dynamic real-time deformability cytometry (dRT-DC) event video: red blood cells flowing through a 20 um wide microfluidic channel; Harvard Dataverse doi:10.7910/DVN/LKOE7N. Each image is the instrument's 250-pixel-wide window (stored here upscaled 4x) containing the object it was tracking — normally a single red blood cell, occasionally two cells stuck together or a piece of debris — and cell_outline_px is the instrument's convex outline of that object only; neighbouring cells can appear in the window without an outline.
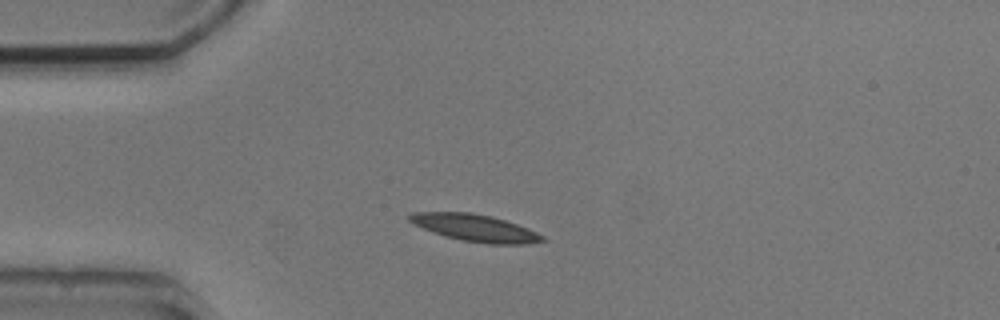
{"species": "common noctule bat (a hibernating species)", "species_latin": "Nyctalus noctula", "temperature_condition": "cold", "stored_images_in_passage": 4, "camera_frame_rate_fps": 3000, "um_per_image_px": 0.085, "animal": {"sex": "male", "body_mass_g": 20.5, "forearm_length_mm": 52.5}, "frame": {"image": 1, "passage_image": 2, "time_ms": 1.667, "image_size_px": [1000, 320], "cell_outline_px": [[548, 240], [528, 244], [488, 244], [460, 240], [444, 236], [432, 232], [412, 224], [408, 220], [408, 216], [412, 212], [472, 212], [492, 216], [528, 228], [544, 236]], "centroid_in_image_um": [40.37, 19.37], "position_along_channel_um": 44.6, "area_um2": 21.15}}
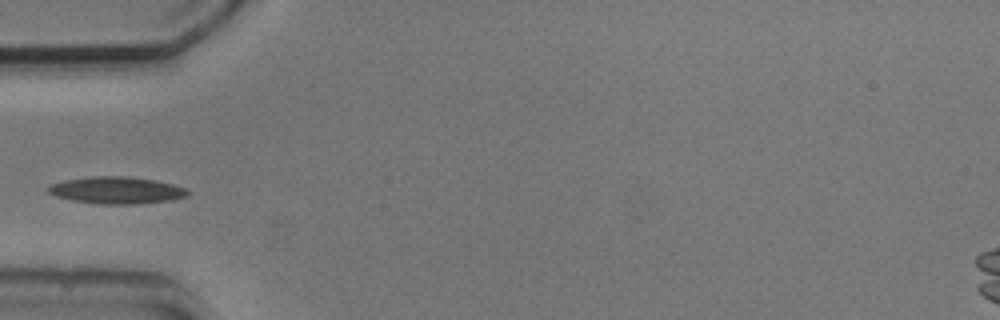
{"frame": {"image": 2, "passage_image": 3, "time_ms": 3.0, "image_size_px": [1000, 320], "cell_outline_px": [[192, 192], [188, 196], [168, 200], [136, 204], [100, 204], [72, 200], [56, 196], [48, 192], [44, 188], [52, 184], [64, 180], [92, 176], [128, 176], [156, 180], [172, 184], [184, 188]], "centroid_in_image_um": [9.9, 16.16], "position_along_channel_um": 75.1, "area_um2": 21.96}}